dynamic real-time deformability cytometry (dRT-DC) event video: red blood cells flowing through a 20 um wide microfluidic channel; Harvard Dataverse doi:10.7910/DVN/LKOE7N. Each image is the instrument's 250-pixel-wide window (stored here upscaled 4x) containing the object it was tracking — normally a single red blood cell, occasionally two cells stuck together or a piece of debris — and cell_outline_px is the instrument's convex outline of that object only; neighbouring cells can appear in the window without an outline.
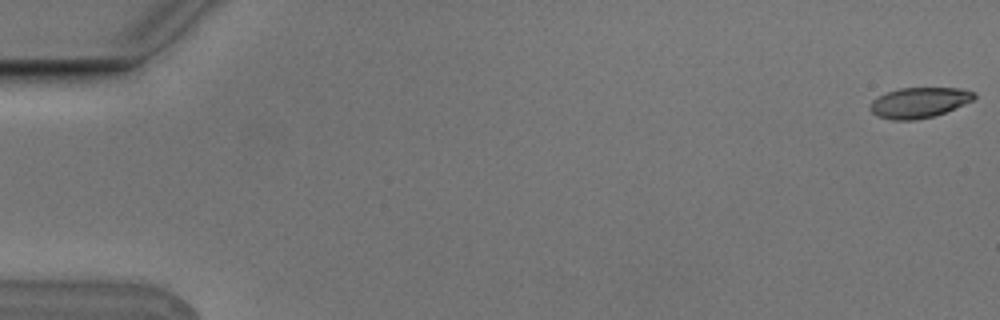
{"species": "Egyptian fruit bat (a non-hibernating species)", "species_latin": "Rousettus aegyptiacus", "temperature_condition": "cold", "stored_images_in_passage": 5, "camera_frame_rate_fps": 3000, "um_per_image_px": 0.085, "animal": {"sex": "male"}, "frame": {"image": 1, "passage_image": 1, "time_ms": 0.0, "image_size_px": [1000, 320], "cell_outline_px": [[976, 96], [972, 100], [964, 104], [944, 112], [932, 116], [916, 120], [892, 120], [876, 116], [868, 108], [872, 100], [888, 92], [900, 88], [960, 88], [976, 92]], "centroid_in_image_um": [78.1, 8.72], "position_along_channel_um": 6.9, "area_um2": 18.32}}
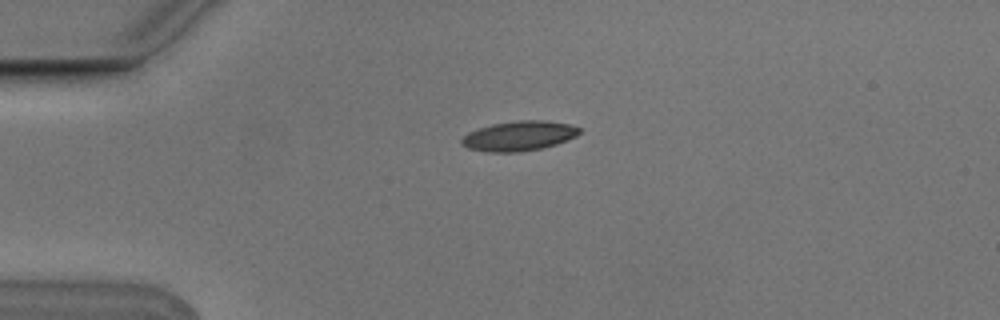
{"frame": {"image": 2, "passage_image": 5, "time_ms": 1.333, "image_size_px": [1000, 320], "cell_outline_px": [[580, 132], [576, 136], [556, 144], [540, 148], [520, 152], [488, 152], [468, 148], [460, 144], [460, 140], [468, 132], [492, 124], [520, 120], [544, 120], [572, 124], [580, 128]], "centroid_in_image_um": [44.11, 11.55], "position_along_channel_um": 40.9, "area_um2": 20.4}}